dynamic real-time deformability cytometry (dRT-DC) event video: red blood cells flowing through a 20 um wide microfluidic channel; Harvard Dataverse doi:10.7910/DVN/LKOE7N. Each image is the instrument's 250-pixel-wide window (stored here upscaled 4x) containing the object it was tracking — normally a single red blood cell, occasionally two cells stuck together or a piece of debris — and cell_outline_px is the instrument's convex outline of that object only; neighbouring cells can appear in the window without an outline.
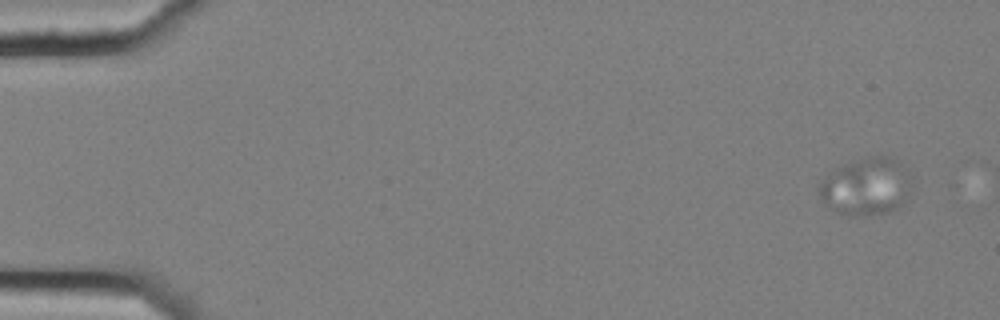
{"species": "common noctule bat (a hibernating species)", "species_latin": "Nyctalus noctula", "temperature_condition": "cold", "stored_images_in_passage": 5, "camera_frame_rate_fps": 3000, "um_per_image_px": 0.085, "animal": {"sex": "female", "body_mass_g": 25.1}, "frame": {"image": 1, "passage_image": 1, "time_ms": 0.0, "image_size_px": [1000, 320], "cell_outline_px": [[908, 200], [896, 208], [884, 212], [852, 216], [828, 208], [820, 196], [816, 188], [816, 184], [832, 168], [840, 164], [880, 152], [900, 160], [908, 172]], "centroid_in_image_um": [73.56, 15.77], "position_along_channel_um": 11.4, "area_um2": 31.62}}
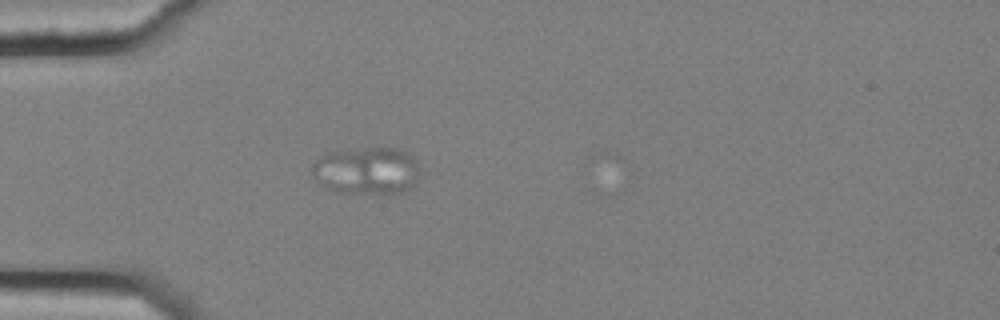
{"frame": {"image": 2, "passage_image": 5, "time_ms": 1.333, "image_size_px": [1000, 320], "cell_outline_px": [[416, 184], [400, 192], [340, 192], [324, 188], [320, 184], [312, 172], [312, 164], [316, 160], [328, 152], [372, 148], [396, 148], [404, 152], [416, 160]], "centroid_in_image_um": [31.12, 14.5], "position_along_channel_um": 53.9, "area_um2": 28.84}}